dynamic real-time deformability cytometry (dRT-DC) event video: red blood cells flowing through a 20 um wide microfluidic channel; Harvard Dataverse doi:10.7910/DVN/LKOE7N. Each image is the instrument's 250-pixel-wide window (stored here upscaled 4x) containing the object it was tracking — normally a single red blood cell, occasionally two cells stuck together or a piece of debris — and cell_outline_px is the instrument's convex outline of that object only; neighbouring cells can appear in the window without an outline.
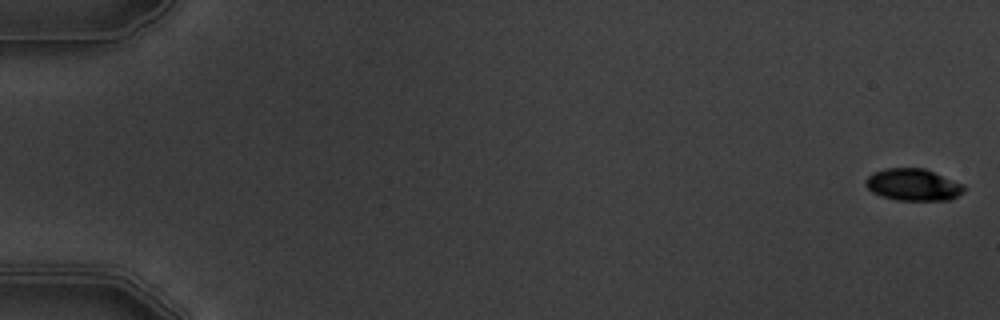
{"species": "common noctule bat (a hibernating species)", "species_latin": "Nyctalus noctula", "temperature_condition": "warm", "stored_images_in_passage": 5, "camera_frame_rate_fps": 3000, "um_per_image_px": 0.085, "animal": {"sex": "male", "body_mass_g": 19.5, "forearm_length_mm": 54.6}, "frame": {"image": 1, "passage_image": 1, "time_ms": 0.0, "image_size_px": [1000, 320], "cell_outline_px": [[964, 192], [952, 200], [896, 200], [872, 192], [864, 184], [864, 180], [872, 172], [884, 168], [924, 168], [964, 184]], "centroid_in_image_um": [77.61, 15.7], "position_along_channel_um": 7.4, "area_um2": 18.44}}